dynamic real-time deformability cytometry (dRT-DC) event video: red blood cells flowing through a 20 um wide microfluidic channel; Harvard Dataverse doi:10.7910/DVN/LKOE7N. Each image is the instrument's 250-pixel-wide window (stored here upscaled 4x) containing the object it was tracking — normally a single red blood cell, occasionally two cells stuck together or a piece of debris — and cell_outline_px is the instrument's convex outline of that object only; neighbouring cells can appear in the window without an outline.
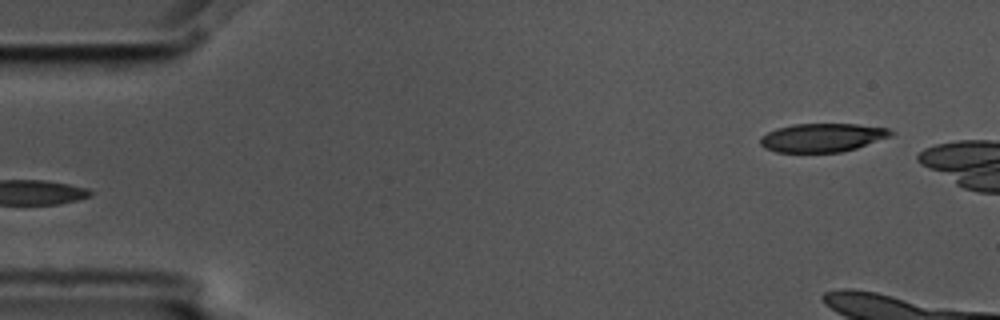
{"species": "common noctule bat (a hibernating species)", "species_latin": "Nyctalus noctula", "temperature_condition": "cold", "stored_images_in_passage": 4, "segment_of_instrument_passage": [2, 2], "camera_frame_rate_fps": 3000, "um_per_image_px": 0.085, "animal": {"sex": "male", "body_mass_g": 17.5, "forearm_length_mm": 52.3}, "frame": {"image": 1, "passage_image": 4, "time_ms": 1.0, "image_size_px": [1000, 320], "cell_outline_px": [[896, 132], [892, 136], [856, 148], [840, 152], [776, 152], [764, 148], [760, 144], [760, 136], [776, 128], [792, 124], [856, 124], [888, 128]], "centroid_in_image_um": [69.9, 11.69], "position_along_channel_um": 15.1, "area_um2": 21.85}}